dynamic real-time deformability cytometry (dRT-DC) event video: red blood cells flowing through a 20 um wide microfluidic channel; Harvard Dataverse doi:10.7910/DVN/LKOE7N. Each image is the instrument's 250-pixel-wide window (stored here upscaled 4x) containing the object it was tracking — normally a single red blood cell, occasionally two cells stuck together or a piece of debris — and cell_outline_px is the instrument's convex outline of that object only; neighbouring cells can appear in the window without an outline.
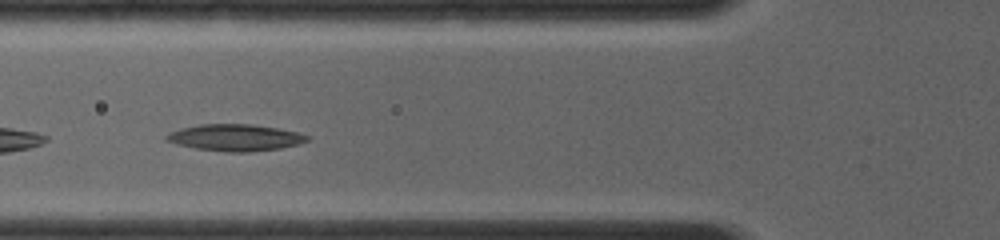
{"species": "common noctule bat (a hibernating species)", "species_latin": "Nyctalus noctula", "temperature_condition": "room temperature", "stored_images_in_passage": 24, "camera_frame_rate_fps": 4000, "um_per_image_px": 0.085, "animal": {"sex": "female", "body_mass_g": 19.0, "forearm_length_mm": 56.7}, "frame": {"image": 1, "passage_image": 4, "time_ms": 1.0, "image_size_px": [1000, 240], "cell_outline_px": [[308, 140], [296, 144], [280, 148], [248, 152], [224, 152], [196, 148], [176, 144], [164, 140], [164, 136], [180, 128], [200, 124], [252, 124], [276, 128], [296, 132], [308, 136]], "centroid_in_image_um": [19.93, 11.69], "position_along_channel_um": 105.9, "area_um2": 21.68}}
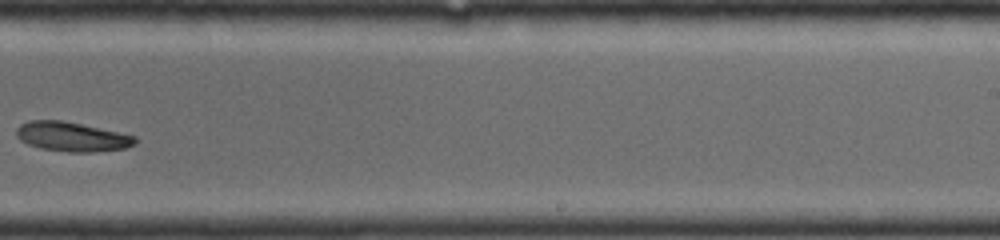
{"frame": {"image": 2, "passage_image": 14, "time_ms": 5.0, "image_size_px": [1000, 240], "cell_outline_px": [[136, 144], [124, 148], [92, 152], [68, 152], [40, 148], [28, 144], [20, 140], [16, 136], [16, 128], [20, 124], [28, 120], [60, 120], [80, 124], [136, 136]], "centroid_in_image_um": [6.06, 11.62], "position_along_channel_um": 282.9, "area_um2": 20.23}}
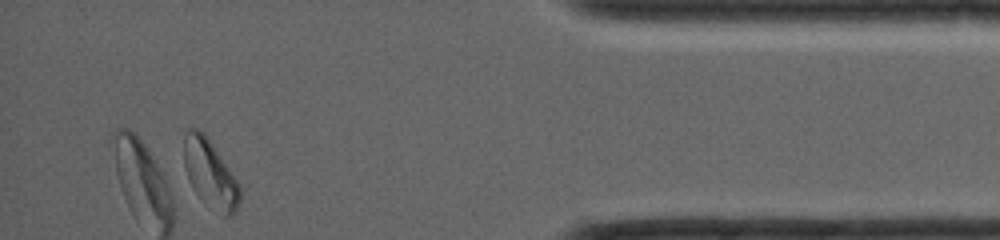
{"frame": {"image": 3, "passage_image": 24, "time_ms": 8.75, "image_size_px": [1000, 240], "cell_outline_px": [[240, 200], [236, 212], [232, 216], [224, 216], [200, 196], [192, 188], [188, 180], [184, 168], [184, 132], [188, 128], [196, 128], [208, 140], [240, 184]], "centroid_in_image_um": [17.85, 14.78], "position_along_channel_um": 417.4, "area_um2": 21.56}}